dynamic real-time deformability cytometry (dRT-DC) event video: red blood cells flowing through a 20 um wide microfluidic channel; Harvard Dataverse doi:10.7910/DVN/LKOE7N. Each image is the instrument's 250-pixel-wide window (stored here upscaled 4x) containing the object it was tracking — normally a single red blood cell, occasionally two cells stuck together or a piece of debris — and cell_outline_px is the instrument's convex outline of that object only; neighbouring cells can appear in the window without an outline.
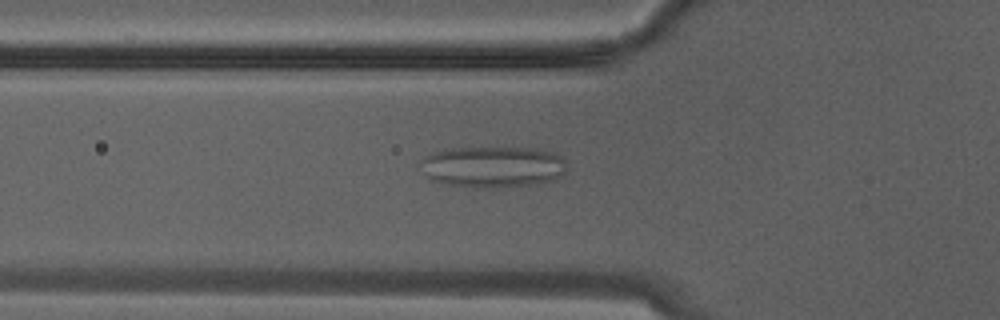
{"species": "Egyptian fruit bat (a non-hibernating species)", "species_latin": "Rousettus aegyptiacus", "temperature_condition": "warm", "stored_images_in_passage": 11, "camera_frame_rate_fps": 3000, "um_per_image_px": 0.085, "animal": {"sex": "male"}, "frame": {"image": 1, "passage_image": 5, "time_ms": 1.333, "image_size_px": [1000, 320], "cell_outline_px": [[564, 172], [560, 176], [552, 180], [540, 184], [492, 188], [472, 188], [448, 184], [428, 180], [424, 172], [420, 160], [424, 156], [432, 152], [452, 148], [540, 148], [552, 152], [560, 156], [564, 160]], "centroid_in_image_um": [41.86, 14.19], "position_along_channel_um": 83.9, "area_um2": 35.49}}